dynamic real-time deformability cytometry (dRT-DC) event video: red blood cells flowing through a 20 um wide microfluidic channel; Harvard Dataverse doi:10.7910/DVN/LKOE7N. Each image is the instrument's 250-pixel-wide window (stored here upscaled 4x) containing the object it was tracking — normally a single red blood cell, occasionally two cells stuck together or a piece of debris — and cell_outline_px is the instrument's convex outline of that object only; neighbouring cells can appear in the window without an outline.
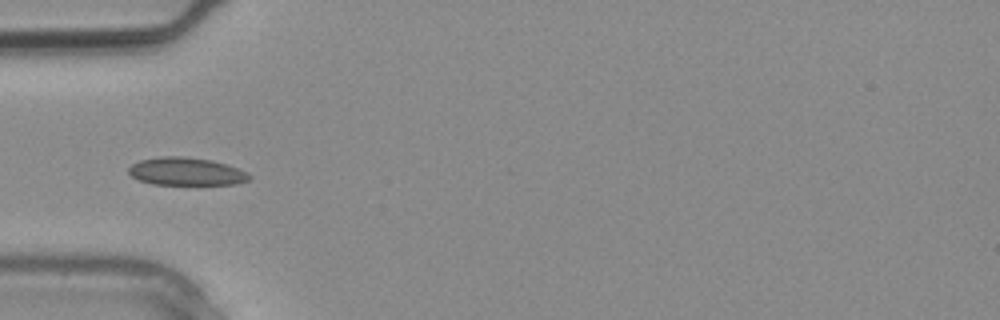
{"species": "common noctule bat (a hibernating species)", "species_latin": "Nyctalus noctula", "temperature_condition": "warm", "stored_images_in_passage": 5, "camera_frame_rate_fps": 3000, "um_per_image_px": 0.085, "animal": {"sex": "male", "body_mass_g": 20.4}, "frame": {"image": 1, "passage_image": 2, "time_ms": 0.333, "image_size_px": [1000, 320], "cell_outline_px": [[252, 176], [248, 180], [236, 184], [152, 184], [140, 180], [132, 176], [128, 172], [128, 168], [132, 164], [140, 160], [160, 156], [184, 156], [212, 160], [248, 172]], "centroid_in_image_um": [15.82, 14.57], "position_along_channel_um": 69.2, "area_um2": 19.48}}